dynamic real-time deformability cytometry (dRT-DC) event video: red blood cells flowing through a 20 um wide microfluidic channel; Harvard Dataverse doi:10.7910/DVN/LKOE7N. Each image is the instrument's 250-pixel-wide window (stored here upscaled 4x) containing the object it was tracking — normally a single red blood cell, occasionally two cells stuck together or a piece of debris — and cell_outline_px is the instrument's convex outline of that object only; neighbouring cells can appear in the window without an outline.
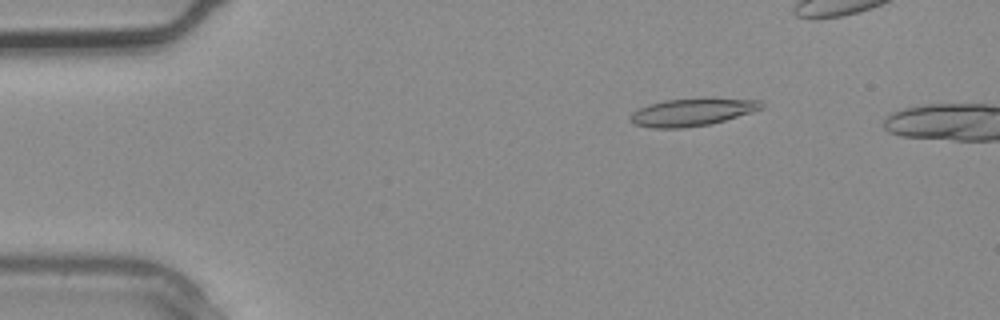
{"species": "common noctule bat (a hibernating species)", "species_latin": "Nyctalus noctula", "temperature_condition": "warm", "stored_images_in_passage": 3, "camera_frame_rate_fps": 3000, "um_per_image_px": 0.085, "animal": {"sex": "male", "body_mass_g": 20.4}, "frame": {"image": 1, "passage_image": 1, "time_ms": 0.0, "image_size_px": [1000, 320], "cell_outline_px": [[764, 108], [752, 112], [724, 120], [708, 124], [684, 128], [652, 128], [636, 124], [628, 116], [632, 112], [648, 104], [664, 100], [760, 100], [764, 104]], "centroid_in_image_um": [58.78, 9.56], "position_along_channel_um": 26.2, "area_um2": 20.17}}